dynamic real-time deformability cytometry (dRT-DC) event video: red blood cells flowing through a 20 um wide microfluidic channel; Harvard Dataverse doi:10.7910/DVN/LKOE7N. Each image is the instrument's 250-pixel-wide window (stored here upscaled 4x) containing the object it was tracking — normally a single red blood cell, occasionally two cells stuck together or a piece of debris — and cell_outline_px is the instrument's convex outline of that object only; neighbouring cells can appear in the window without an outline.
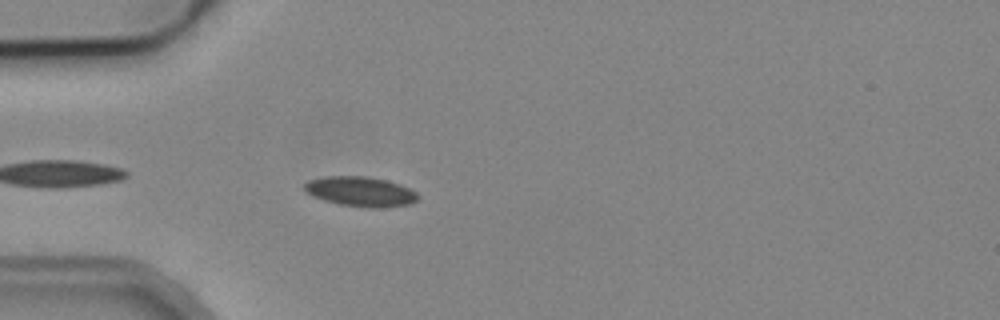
{"species": "common noctule bat (a hibernating species)", "species_latin": "Nyctalus noctula", "temperature_condition": "cold", "stored_images_in_passage": 5, "camera_frame_rate_fps": 3000, "um_per_image_px": 0.085, "animal": {"sex": "male", "body_mass_g": 19.2, "forearm_length_mm": 51.8}, "frame": {"image": 1, "passage_image": 5, "time_ms": 5.0, "image_size_px": [1000, 320], "cell_outline_px": [[420, 196], [416, 200], [408, 204], [376, 208], [372, 208], [340, 204], [324, 200], [308, 192], [304, 188], [304, 184], [308, 180], [324, 176], [368, 176], [400, 184], [416, 192]], "centroid_in_image_um": [30.65, 16.27], "position_along_channel_um": 54.4, "area_um2": 19.42}}